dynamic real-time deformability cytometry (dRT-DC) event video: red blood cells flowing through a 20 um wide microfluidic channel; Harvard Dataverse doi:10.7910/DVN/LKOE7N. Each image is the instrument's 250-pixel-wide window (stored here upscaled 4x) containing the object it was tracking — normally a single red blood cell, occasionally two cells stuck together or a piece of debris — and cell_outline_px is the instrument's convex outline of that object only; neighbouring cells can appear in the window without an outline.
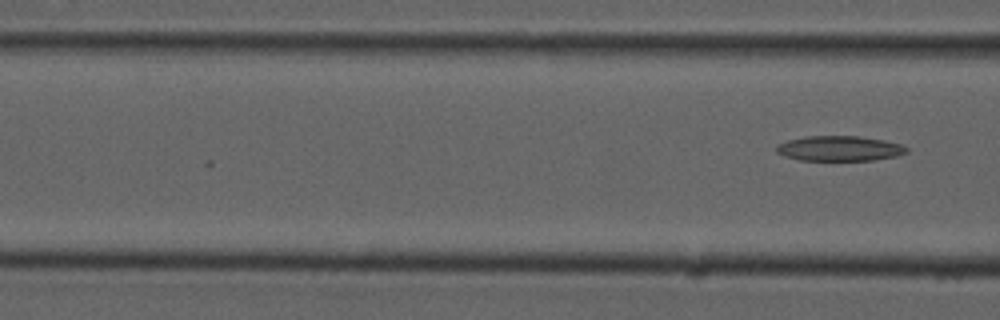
{"species": "common noctule bat (a hibernating species)", "species_latin": "Nyctalus noctula", "temperature_condition": "cold", "stored_images_in_passage": 8, "camera_frame_rate_fps": 3000, "um_per_image_px": 0.085, "animal": {"sex": "male", "forearm_length_mm": 52.5}, "frame": {"image": 1, "passage_image": 8, "time_ms": 2.333, "image_size_px": [1000, 320], "cell_outline_px": [[908, 152], [896, 156], [872, 160], [800, 160], [784, 156], [776, 152], [776, 148], [780, 144], [788, 140], [804, 136], [860, 136], [884, 140], [900, 144], [908, 148]], "centroid_in_image_um": [71.36, 12.61], "position_along_channel_um": 95.2, "area_um2": 18.96}}